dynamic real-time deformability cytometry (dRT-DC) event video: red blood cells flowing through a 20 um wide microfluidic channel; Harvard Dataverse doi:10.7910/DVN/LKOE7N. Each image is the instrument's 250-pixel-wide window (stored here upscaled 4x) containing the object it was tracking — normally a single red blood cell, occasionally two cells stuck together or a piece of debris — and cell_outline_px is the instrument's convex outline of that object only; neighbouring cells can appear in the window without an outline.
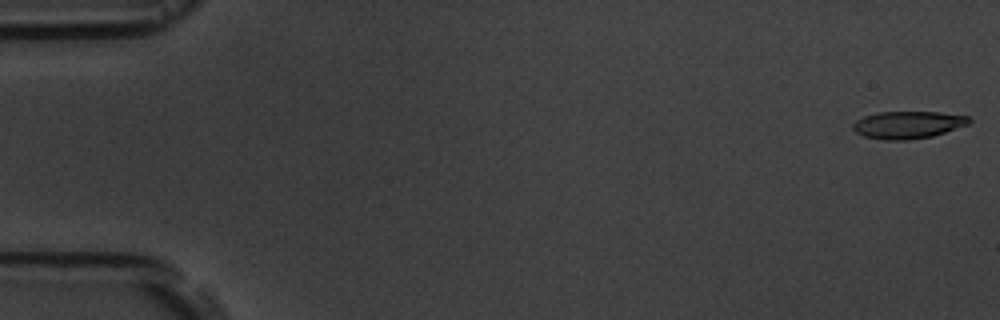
{"species": "common noctule bat (a hibernating species)", "species_latin": "Nyctalus noctula", "temperature_condition": "room temperature", "stored_images_in_passage": 7, "camera_frame_rate_fps": 3000, "um_per_image_px": 0.085, "animal": {"sex": "male", "body_mass_g": 19.5, "forearm_length_mm": 54.6}, "frame": {"image": 1, "passage_image": 1, "time_ms": 0.0, "image_size_px": [1000, 320], "cell_outline_px": [[972, 120], [968, 124], [932, 136], [908, 140], [884, 140], [864, 136], [856, 132], [852, 128], [852, 124], [856, 120], [864, 116], [880, 112], [940, 112], [968, 116]], "centroid_in_image_um": [77.15, 10.61], "position_along_channel_um": 7.8, "area_um2": 18.44}}
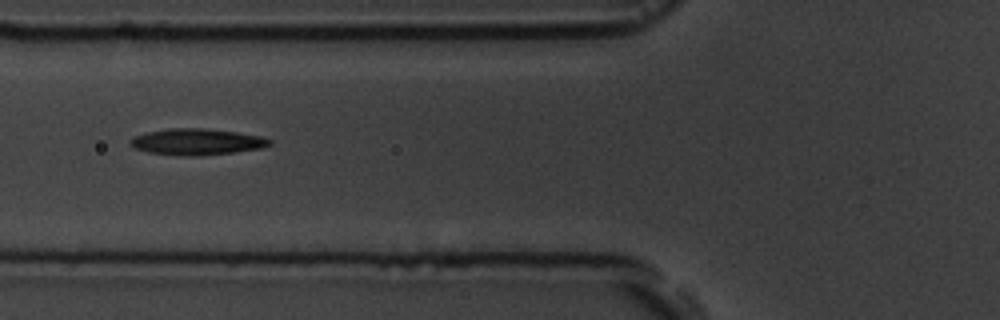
{"frame": {"image": 2, "passage_image": 6, "time_ms": 6.667, "image_size_px": [1000, 320], "cell_outline_px": [[272, 144], [260, 148], [232, 152], [200, 156], [184, 156], [148, 152], [136, 148], [128, 144], [128, 140], [132, 136], [148, 132], [168, 128], [204, 128], [236, 132], [264, 136], [272, 140]], "centroid_in_image_um": [16.71, 12.05], "position_along_channel_um": 109.1, "area_um2": 21.44}}
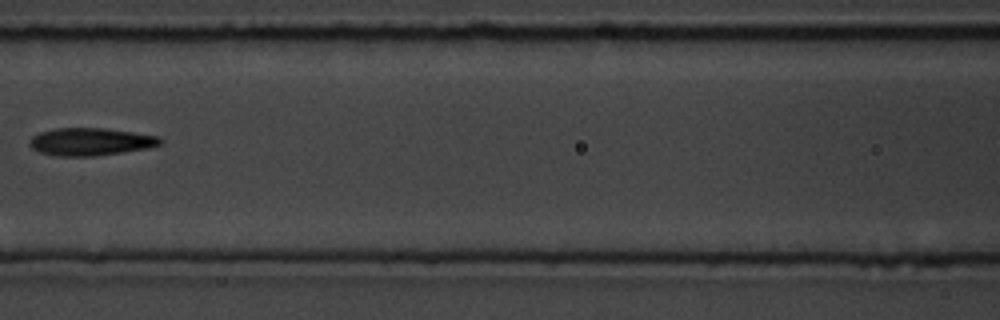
{"frame": {"image": 3, "passage_image": 7, "time_ms": 8.0, "image_size_px": [1000, 320], "cell_outline_px": [[164, 140], [160, 144], [148, 148], [92, 156], [56, 156], [40, 152], [32, 148], [28, 144], [32, 136], [40, 132], [56, 128], [104, 128], [160, 136]], "centroid_in_image_um": [7.69, 12.04], "position_along_channel_um": 158.9, "area_um2": 20.92}}